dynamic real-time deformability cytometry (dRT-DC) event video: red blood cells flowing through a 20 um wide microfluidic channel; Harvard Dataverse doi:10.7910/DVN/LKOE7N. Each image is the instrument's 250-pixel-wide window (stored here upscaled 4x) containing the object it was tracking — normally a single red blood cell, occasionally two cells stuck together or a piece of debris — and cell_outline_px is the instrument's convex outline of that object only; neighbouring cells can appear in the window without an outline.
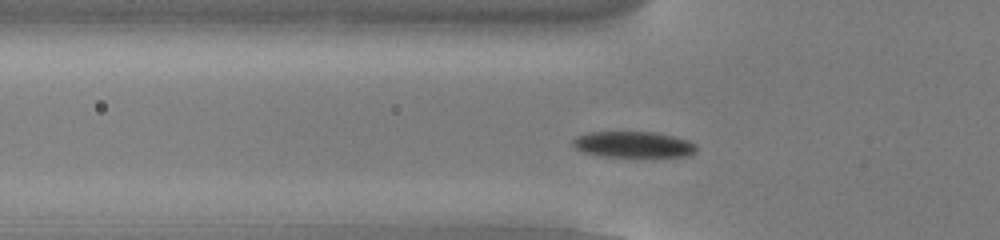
{"species": "common noctule bat (a hibernating species)", "species_latin": "Nyctalus noctula", "temperature_condition": "cold", "stored_images_in_passage": 43, "camera_frame_rate_fps": 3000, "um_per_image_px": 0.085, "animal": {"sex": "male", "body_mass_g": 13.0, "forearm_length_mm": 53.1}, "frame": {"image": 1, "passage_image": 6, "time_ms": 1.667, "image_size_px": [1000, 240], "cell_outline_px": [[696, 152], [692, 156], [600, 156], [584, 152], [576, 148], [572, 144], [572, 140], [576, 136], [588, 132], [656, 132], [688, 140], [696, 144]], "centroid_in_image_um": [53.84, 12.28], "position_along_channel_um": 72.0, "area_um2": 18.73}}
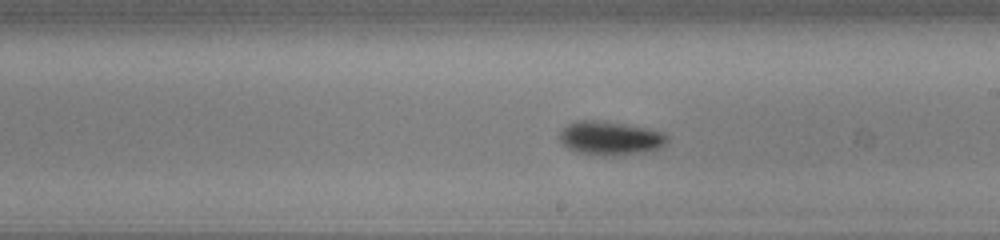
{"frame": {"image": 2, "passage_image": 19, "time_ms": 6.0, "image_size_px": [1000, 240], "cell_outline_px": [[668, 144], [660, 148], [644, 152], [612, 156], [604, 156], [576, 152], [568, 148], [560, 140], [560, 132], [568, 124], [576, 120], [596, 120], [624, 124], [648, 128], [660, 132], [668, 136]], "centroid_in_image_um": [51.89, 11.75], "position_along_channel_um": 237.1, "area_um2": 21.21}}
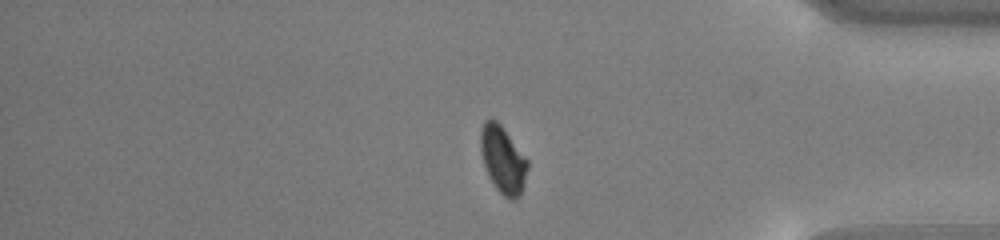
{"frame": {"image": 3, "passage_image": 33, "time_ms": 10.667, "image_size_px": [1000, 240], "cell_outline_px": [[528, 168], [520, 196], [512, 200], [508, 200], [496, 188], [488, 176], [480, 152], [480, 128], [484, 120], [496, 120], [500, 124], [528, 160]], "centroid_in_image_um": [42.73, 13.58], "position_along_channel_um": 392.5, "area_um2": 18.32}, "authors_computed_cell_mechanics": {"area_um2": 19.363, "velocity_mm_per_s": 3.819, "shape_relaxation_time_tau1_ms": 1.5552, "shape_relaxation_time_tau2_ms": null, "deformation_change_tau1": 0.1192, "deformation_change_tau2": null}}